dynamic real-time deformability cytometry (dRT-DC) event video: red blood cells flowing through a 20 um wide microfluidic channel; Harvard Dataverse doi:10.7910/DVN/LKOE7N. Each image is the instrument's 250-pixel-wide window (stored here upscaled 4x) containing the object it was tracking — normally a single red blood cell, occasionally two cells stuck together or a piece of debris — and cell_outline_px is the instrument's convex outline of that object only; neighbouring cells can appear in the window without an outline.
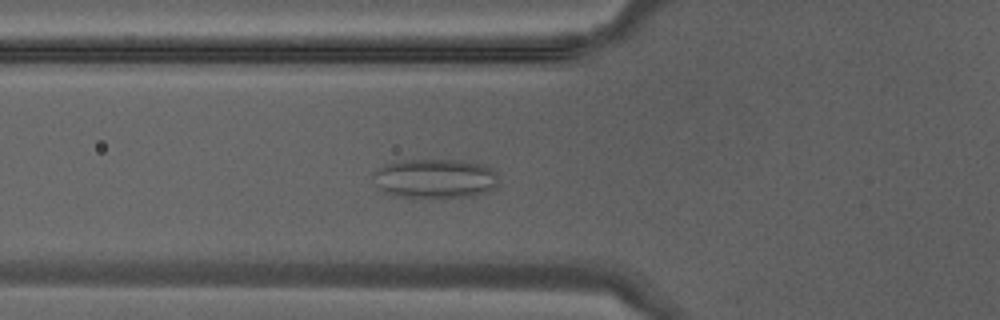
{"species": "Egyptian fruit bat (a non-hibernating species)", "species_latin": "Rousettus aegyptiacus", "temperature_condition": "warm", "stored_images_in_passage": 38, "camera_frame_rate_fps": 3000, "um_per_image_px": 0.085, "animal": {"sex": "male"}, "frame": {"image": 1, "passage_image": 12, "time_ms": 3.667, "image_size_px": [1000, 320], "cell_outline_px": [[496, 184], [492, 188], [484, 192], [472, 196], [392, 196], [380, 188], [376, 184], [372, 176], [372, 172], [384, 164], [404, 160], [464, 160], [480, 164], [492, 168], [496, 172]], "centroid_in_image_um": [36.94, 15.14], "position_along_channel_um": 88.9, "area_um2": 28.32}}
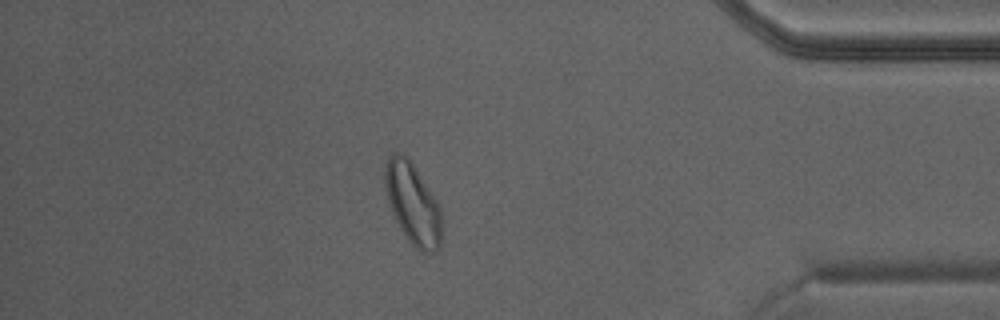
{"frame": {"image": 2, "passage_image": 33, "time_ms": 10.667, "image_size_px": [1000, 320], "cell_outline_px": [[440, 248], [432, 252], [420, 252], [408, 240], [400, 228], [392, 212], [388, 200], [384, 180], [384, 168], [388, 156], [392, 152], [404, 152], [408, 156], [440, 204]], "centroid_in_image_um": [35.06, 17.25], "position_along_channel_um": 400.1, "area_um2": 26.93}}